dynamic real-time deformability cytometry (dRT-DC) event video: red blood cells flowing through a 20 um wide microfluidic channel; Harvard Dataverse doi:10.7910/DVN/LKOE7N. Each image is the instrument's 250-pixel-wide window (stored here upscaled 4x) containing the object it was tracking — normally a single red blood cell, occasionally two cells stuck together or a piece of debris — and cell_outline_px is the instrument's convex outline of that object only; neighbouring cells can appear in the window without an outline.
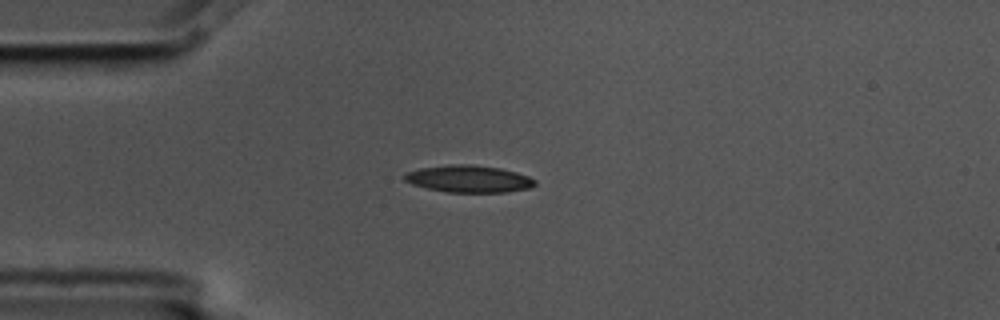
{"species": "common noctule bat (a hibernating species)", "species_latin": "Nyctalus noctula", "temperature_condition": "cold", "stored_images_in_passage": 5, "camera_frame_rate_fps": 3000, "um_per_image_px": 0.085, "animal": {"sex": "male", "body_mass_g": 17.5, "forearm_length_mm": 52.3}, "frame": {"image": 1, "passage_image": 3, "time_ms": 0.667, "image_size_px": [1000, 320], "cell_outline_px": [[536, 184], [528, 188], [504, 192], [448, 192], [428, 188], [412, 184], [404, 180], [404, 176], [408, 172], [420, 168], [448, 164], [468, 164], [500, 168], [516, 172], [528, 176], [536, 180]], "centroid_in_image_um": [39.85, 15.2], "position_along_channel_um": 45.2, "area_um2": 20.4}}